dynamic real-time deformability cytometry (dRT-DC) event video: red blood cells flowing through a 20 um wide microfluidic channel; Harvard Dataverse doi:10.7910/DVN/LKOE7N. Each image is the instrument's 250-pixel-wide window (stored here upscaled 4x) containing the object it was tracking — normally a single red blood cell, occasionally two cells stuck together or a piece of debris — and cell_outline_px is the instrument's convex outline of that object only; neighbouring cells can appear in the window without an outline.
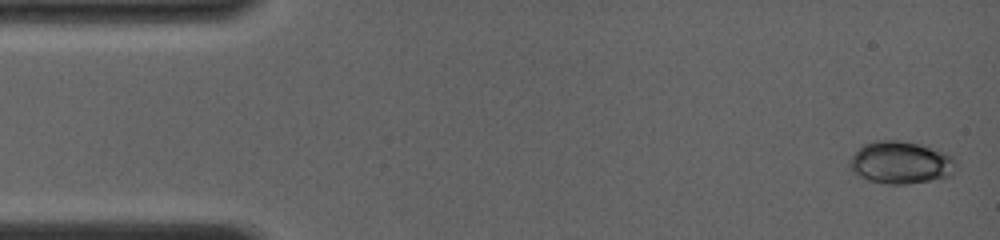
{"species": "common noctule bat (a hibernating species)", "species_latin": "Nyctalus noctula", "temperature_condition": "room temperature", "stored_images_in_passage": 42, "camera_frame_rate_fps": 4000, "um_per_image_px": 0.085, "animal": {"sex": "female", "body_mass_g": 19.0, "forearm_length_mm": 56.7}, "frame": {"image": 1, "passage_image": 1, "time_ms": 0.0, "image_size_px": [1000, 240], "cell_outline_px": [[956, 164], [952, 172], [948, 176], [908, 184], [888, 184], [868, 180], [852, 172], [848, 168], [848, 160], [864, 144], [876, 140], [900, 140], [916, 144], [944, 152], [952, 156]], "centroid_in_image_um": [76.5, 13.82], "position_along_channel_um": 8.5, "area_um2": 26.01}}
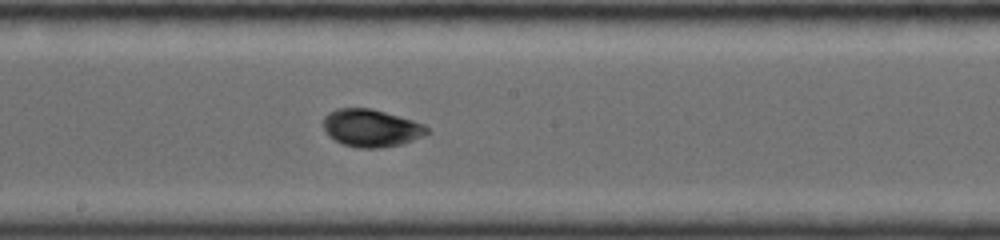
{"frame": {"image": 2, "passage_image": 24, "time_ms": 8.0, "image_size_px": [1000, 240], "cell_outline_px": [[428, 132], [424, 136], [400, 144], [380, 148], [360, 148], [344, 144], [328, 136], [324, 128], [324, 116], [328, 112], [336, 108], [372, 108], [412, 120], [424, 124], [428, 128]], "centroid_in_image_um": [31.53, 10.87], "position_along_channel_um": 216.7, "area_um2": 22.6}}
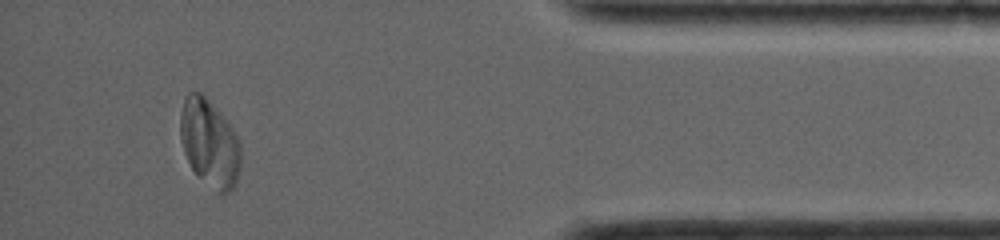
{"frame": {"image": 3, "passage_image": 40, "time_ms": 13.75, "image_size_px": [1000, 240], "cell_outline_px": [[240, 168], [236, 180], [232, 188], [224, 196], [216, 192], [196, 176], [184, 152], [180, 140], [180, 112], [184, 100], [188, 92], [200, 92], [224, 116], [232, 128], [240, 144]], "centroid_in_image_um": [17.8, 12.19], "position_along_channel_um": 417.4, "area_um2": 30.92}, "authors_computed_cell_mechanics": {"area_um2": 23.2067, "velocity_mm_per_s": 4.0615, "shape_relaxation_time_tau1_ms": 2.3835, "shape_relaxation_time_tau2_ms": 1.1736, "deformation_change_tau1": 0.0629, "deformation_change_tau2": 0.0431}}